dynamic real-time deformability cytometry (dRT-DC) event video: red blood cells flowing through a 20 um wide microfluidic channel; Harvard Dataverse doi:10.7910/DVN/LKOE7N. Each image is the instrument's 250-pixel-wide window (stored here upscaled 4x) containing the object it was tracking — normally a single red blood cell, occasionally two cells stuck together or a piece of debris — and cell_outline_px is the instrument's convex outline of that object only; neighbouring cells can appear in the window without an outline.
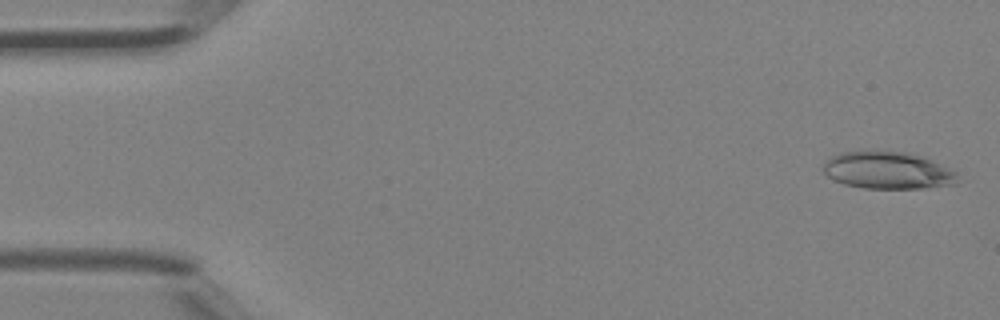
{"species": "Egyptian fruit bat (a non-hibernating species)", "species_latin": "Rousettus aegyptiacus", "temperature_condition": "room temperature", "stored_images_in_passage": 12, "camera_frame_rate_fps": 3000, "um_per_image_px": 0.085, "animal": {"sex": "female"}, "frame": {"image": 1, "passage_image": 1, "time_ms": 0.0, "image_size_px": [1000, 320], "cell_outline_px": [[956, 184], [924, 188], [864, 188], [844, 184], [832, 180], [820, 168], [828, 156], [840, 152], [860, 148], [876, 148], [908, 152], [920, 156], [952, 168], [956, 172]], "centroid_in_image_um": [75.36, 14.42], "position_along_channel_um": 9.6, "area_um2": 30.35}}